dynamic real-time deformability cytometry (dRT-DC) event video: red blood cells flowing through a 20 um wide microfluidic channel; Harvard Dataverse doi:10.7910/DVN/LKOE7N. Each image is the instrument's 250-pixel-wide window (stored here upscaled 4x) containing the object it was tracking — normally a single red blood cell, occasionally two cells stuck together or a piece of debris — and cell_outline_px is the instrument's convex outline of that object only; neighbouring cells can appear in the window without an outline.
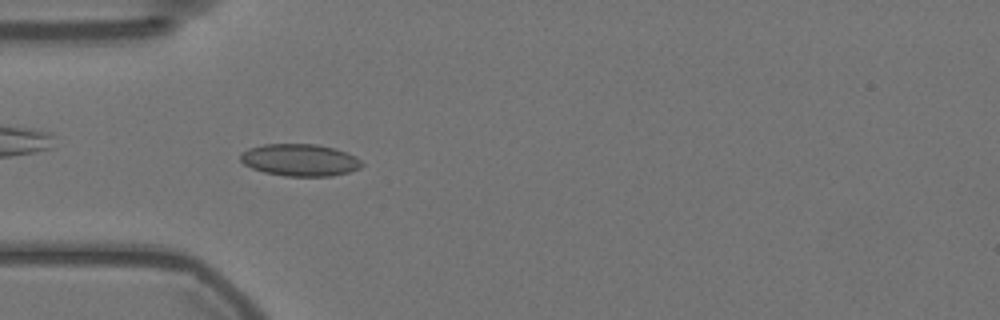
{"species": "Egyptian fruit bat (a non-hibernating species)", "species_latin": "Rousettus aegyptiacus", "temperature_condition": "warm", "stored_images_in_passage": 52, "camera_frame_rate_fps": 3000, "um_per_image_px": 0.085, "animal": {"sex": "female"}, "frame": {"image": 1, "passage_image": 14, "time_ms": 4.333, "image_size_px": [1000, 320], "cell_outline_px": [[364, 164], [360, 168], [348, 172], [332, 176], [284, 176], [264, 172], [252, 168], [244, 164], [240, 160], [240, 152], [248, 148], [264, 144], [316, 144], [336, 148], [348, 152], [356, 156]], "centroid_in_image_um": [25.5, 13.59], "position_along_channel_um": 59.5, "area_um2": 22.95}}
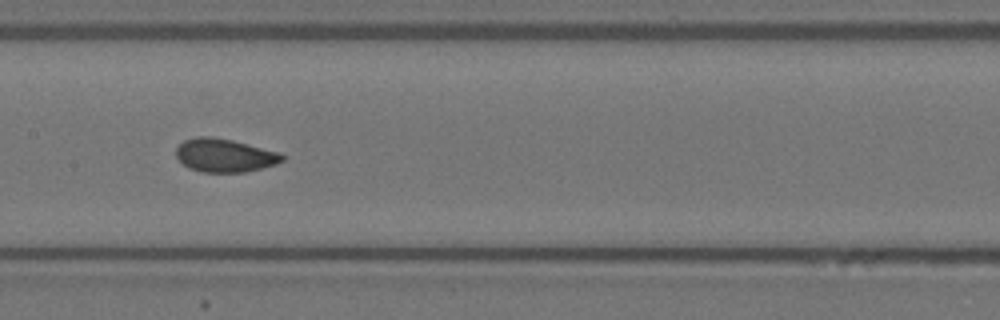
{"frame": {"image": 2, "passage_image": 25, "time_ms": 8.0, "image_size_px": [1000, 320], "cell_outline_px": [[284, 160], [276, 164], [244, 172], [200, 172], [188, 168], [176, 156], [176, 148], [184, 140], [196, 136], [212, 136], [232, 140], [280, 152], [284, 156]], "centroid_in_image_um": [19.08, 13.2], "position_along_channel_um": 188.3, "area_um2": 20.63}}
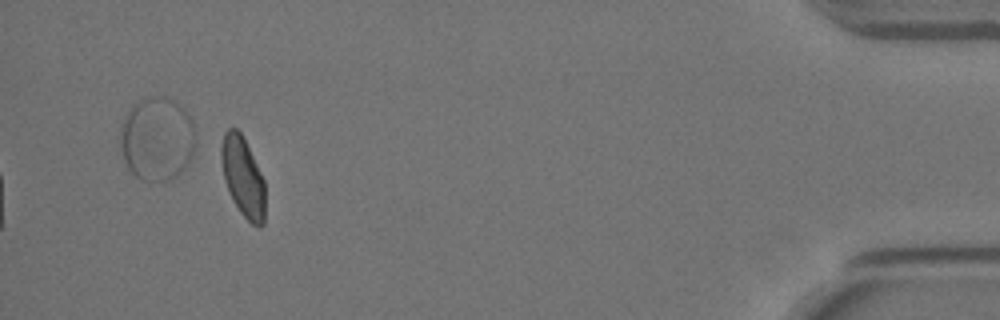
{"frame": {"image": 3, "passage_image": 50, "time_ms": 16.333, "image_size_px": [1000, 320], "cell_outline_px": [[264, 224], [260, 228], [256, 228], [240, 212], [232, 200], [228, 192], [224, 180], [220, 160], [220, 148], [224, 132], [228, 128], [236, 128], [240, 132], [264, 180]], "centroid_in_image_um": [20.62, 15.06], "position_along_channel_um": 414.6, "area_um2": 20.4}, "authors_computed_cell_mechanics": {"area_um2": 20.6924, "velocity_mm_per_s": 3.5403, "shape_relaxation_time_tau1_ms": 7.5301, "shape_relaxation_time_tau2_ms": null, "deformation_change_tau1": 0.12, "deformation_change_tau2": null}}